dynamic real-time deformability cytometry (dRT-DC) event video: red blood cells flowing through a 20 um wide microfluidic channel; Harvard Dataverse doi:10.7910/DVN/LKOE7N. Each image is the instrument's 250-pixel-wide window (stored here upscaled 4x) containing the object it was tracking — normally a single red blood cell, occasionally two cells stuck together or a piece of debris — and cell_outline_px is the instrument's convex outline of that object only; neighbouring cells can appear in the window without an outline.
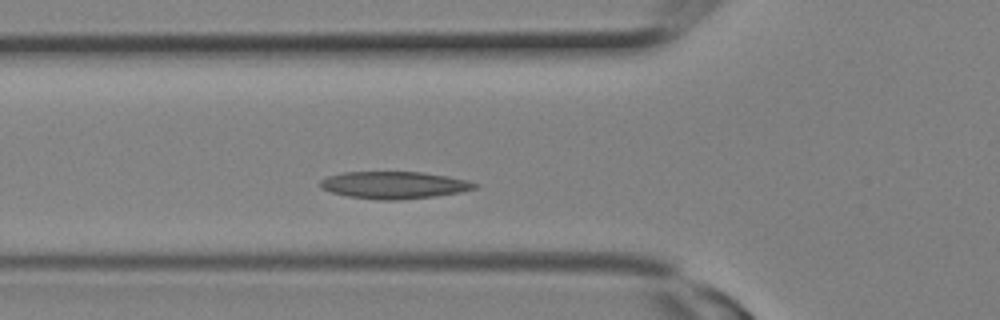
{"species": "Egyptian fruit bat (a non-hibernating species)", "species_latin": "Rousettus aegyptiacus", "temperature_condition": "room temperature", "stored_images_in_passage": 10, "camera_frame_rate_fps": 3000, "um_per_image_px": 0.085, "animal": {"sex": "female"}, "frame": {"image": 1, "passage_image": 5, "time_ms": 1.333, "image_size_px": [1000, 320], "cell_outline_px": [[480, 184], [476, 188], [460, 192], [432, 196], [400, 200], [380, 200], [348, 196], [332, 192], [324, 188], [320, 184], [320, 180], [328, 176], [344, 172], [420, 172], [448, 176], [468, 180]], "centroid_in_image_um": [33.53, 15.72], "position_along_channel_um": 92.3, "area_um2": 24.28}}
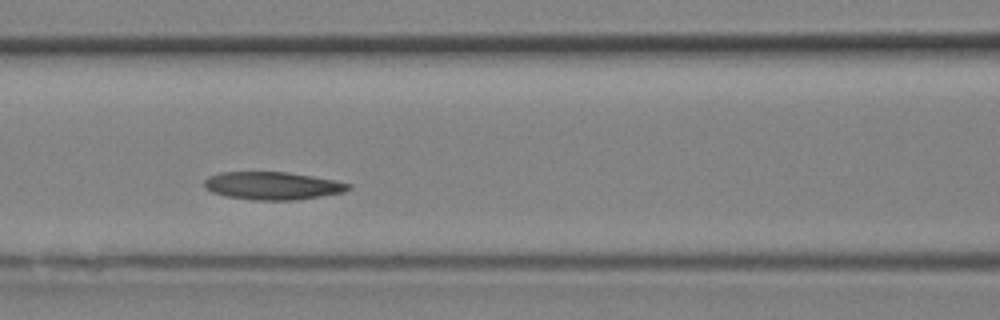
{"frame": {"image": 2, "passage_image": 7, "time_ms": 2.0, "image_size_px": [1000, 320], "cell_outline_px": [[352, 188], [344, 192], [296, 200], [252, 200], [224, 196], [212, 192], [204, 188], [204, 180], [208, 176], [220, 172], [288, 172], [336, 180], [352, 184]], "centroid_in_image_um": [23.16, 15.79], "position_along_channel_um": 143.4, "area_um2": 23.58}}
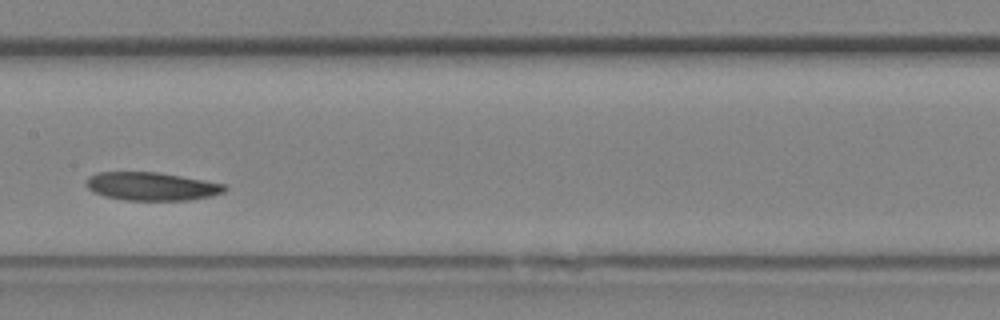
{"frame": {"image": 3, "passage_image": 9, "time_ms": 2.667, "image_size_px": [1000, 320], "cell_outline_px": [[228, 188], [224, 192], [212, 196], [188, 200], [128, 200], [104, 196], [92, 192], [88, 188], [88, 176], [96, 172], [156, 172], [204, 180], [224, 184]], "centroid_in_image_um": [12.89, 15.84], "position_along_channel_um": 194.5, "area_um2": 22.66}}